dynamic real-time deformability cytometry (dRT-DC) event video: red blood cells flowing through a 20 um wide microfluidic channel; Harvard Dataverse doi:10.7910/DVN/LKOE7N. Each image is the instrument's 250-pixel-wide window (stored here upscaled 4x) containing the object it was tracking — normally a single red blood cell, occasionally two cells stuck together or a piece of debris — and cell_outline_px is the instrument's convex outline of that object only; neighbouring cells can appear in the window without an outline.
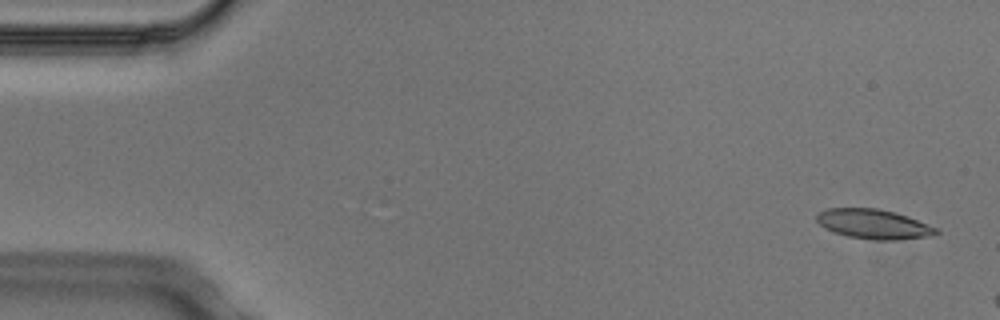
{"species": "Egyptian fruit bat (a non-hibernating species)", "species_latin": "Rousettus aegyptiacus", "temperature_condition": "cold", "stored_images_in_passage": 3, "camera_frame_rate_fps": 3000, "um_per_image_px": 0.085, "animal": {"sex": "male"}, "frame": {"image": 1, "passage_image": 1, "time_ms": 0.0, "image_size_px": [1000, 320], "cell_outline_px": [[940, 232], [928, 236], [896, 240], [876, 240], [848, 236], [832, 232], [824, 228], [816, 220], [816, 216], [820, 212], [828, 208], [876, 208], [908, 216], [940, 228]], "centroid_in_image_um": [74.27, 19.05], "position_along_channel_um": 10.7, "area_um2": 20.63}}